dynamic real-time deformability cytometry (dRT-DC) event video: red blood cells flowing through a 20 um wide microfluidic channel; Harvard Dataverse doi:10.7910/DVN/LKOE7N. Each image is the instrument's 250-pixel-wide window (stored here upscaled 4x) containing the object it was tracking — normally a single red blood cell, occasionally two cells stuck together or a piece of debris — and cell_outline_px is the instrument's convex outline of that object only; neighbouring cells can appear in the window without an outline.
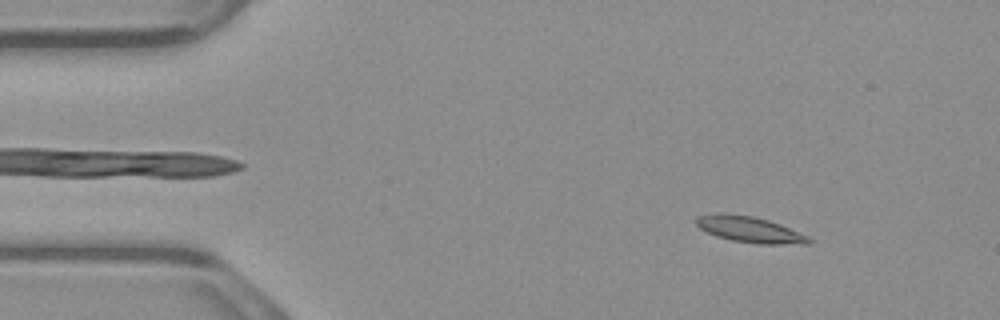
{"species": "common noctule bat (a hibernating species)", "species_latin": "Nyctalus noctula", "temperature_condition": "warm", "stored_images_in_passage": 50, "camera_frame_rate_fps": 3000, "um_per_image_px": 0.085, "animal": {"sex": "male", "body_mass_g": 23.1, "forearm_length_mm": 52.7}, "frame": {"image": 1, "passage_image": 4, "time_ms": 1.0, "image_size_px": [1000, 320], "cell_outline_px": [[812, 244], [760, 244], [732, 240], [716, 236], [700, 228], [696, 224], [696, 216], [716, 212], [724, 212], [752, 216], [768, 220], [780, 224], [808, 236], [812, 240]], "centroid_in_image_um": [63.72, 19.49], "position_along_channel_um": 21.3, "area_um2": 17.17}}
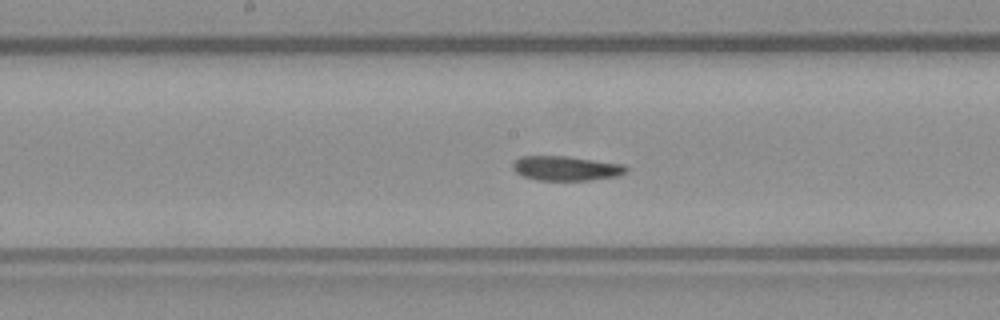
{"frame": {"image": 2, "passage_image": 24, "time_ms": 7.667, "image_size_px": [1000, 320], "cell_outline_px": [[628, 172], [616, 176], [588, 180], [540, 180], [524, 176], [516, 172], [512, 168], [512, 164], [520, 156], [568, 156], [624, 164], [628, 168]], "centroid_in_image_um": [48.14, 14.29], "position_along_channel_um": 200.1, "area_um2": 16.18}}
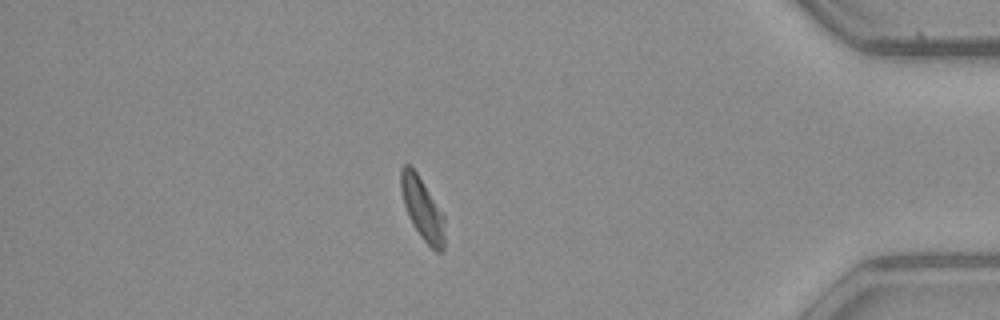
{"frame": {"image": 3, "passage_image": 43, "time_ms": 14.0, "image_size_px": [1000, 320], "cell_outline_px": [[444, 248], [440, 252], [436, 252], [420, 236], [412, 224], [408, 216], [404, 204], [400, 188], [400, 168], [404, 164], [408, 164], [416, 172], [444, 212]], "centroid_in_image_um": [35.9, 17.73], "position_along_channel_um": 399.3, "area_um2": 16.01}}